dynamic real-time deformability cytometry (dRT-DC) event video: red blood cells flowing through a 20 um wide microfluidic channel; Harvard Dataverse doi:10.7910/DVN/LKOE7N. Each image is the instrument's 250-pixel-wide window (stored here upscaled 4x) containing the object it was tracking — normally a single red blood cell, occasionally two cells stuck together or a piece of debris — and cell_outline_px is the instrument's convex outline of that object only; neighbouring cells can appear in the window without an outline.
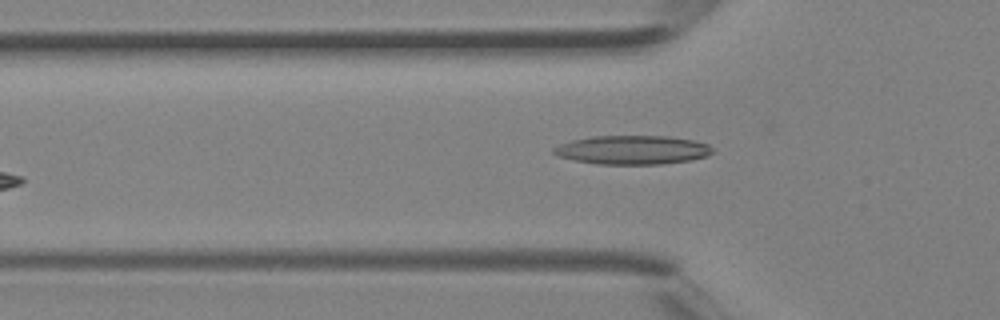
{"species": "Egyptian fruit bat (a non-hibernating species)", "species_latin": "Rousettus aegyptiacus", "temperature_condition": "room temperature", "stored_images_in_passage": 5, "camera_frame_rate_fps": 3000, "um_per_image_px": 0.085, "animal": {"sex": "female"}, "frame": {"image": 1, "passage_image": 5, "time_ms": 1.333, "image_size_px": [1000, 320], "cell_outline_px": [[712, 152], [708, 156], [692, 160], [664, 164], [596, 164], [556, 156], [552, 152], [552, 148], [560, 144], [572, 140], [592, 136], [668, 136], [692, 140], [708, 144], [712, 148]], "centroid_in_image_um": [53.75, 12.74], "position_along_channel_um": 72.0, "area_um2": 26.82}}